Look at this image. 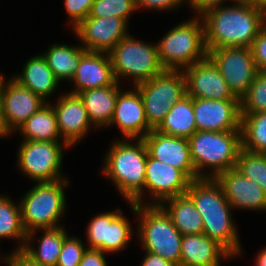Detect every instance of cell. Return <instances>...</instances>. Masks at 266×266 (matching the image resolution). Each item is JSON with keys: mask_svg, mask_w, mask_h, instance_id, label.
I'll list each match as a JSON object with an SVG mask.
<instances>
[{"mask_svg": "<svg viewBox=\"0 0 266 266\" xmlns=\"http://www.w3.org/2000/svg\"><path fill=\"white\" fill-rule=\"evenodd\" d=\"M201 17L207 52L221 47H251L266 24V10L248 3L223 4Z\"/></svg>", "mask_w": 266, "mask_h": 266, "instance_id": "1", "label": "cell"}, {"mask_svg": "<svg viewBox=\"0 0 266 266\" xmlns=\"http://www.w3.org/2000/svg\"><path fill=\"white\" fill-rule=\"evenodd\" d=\"M128 140L117 139L111 144L104 155L102 172L128 204L145 205L142 196L148 150L143 139H135L134 144Z\"/></svg>", "mask_w": 266, "mask_h": 266, "instance_id": "2", "label": "cell"}, {"mask_svg": "<svg viewBox=\"0 0 266 266\" xmlns=\"http://www.w3.org/2000/svg\"><path fill=\"white\" fill-rule=\"evenodd\" d=\"M188 140L200 178H215L220 172L235 168L242 149L241 131H196ZM204 169L211 172L206 173Z\"/></svg>", "mask_w": 266, "mask_h": 266, "instance_id": "3", "label": "cell"}, {"mask_svg": "<svg viewBox=\"0 0 266 266\" xmlns=\"http://www.w3.org/2000/svg\"><path fill=\"white\" fill-rule=\"evenodd\" d=\"M129 206L139 218L136 234L143 250L179 266L183 235L173 225L170 216L160 205L129 203Z\"/></svg>", "mask_w": 266, "mask_h": 266, "instance_id": "4", "label": "cell"}, {"mask_svg": "<svg viewBox=\"0 0 266 266\" xmlns=\"http://www.w3.org/2000/svg\"><path fill=\"white\" fill-rule=\"evenodd\" d=\"M164 35L156 44L165 69L183 70L208 56L201 16L177 24Z\"/></svg>", "mask_w": 266, "mask_h": 266, "instance_id": "5", "label": "cell"}, {"mask_svg": "<svg viewBox=\"0 0 266 266\" xmlns=\"http://www.w3.org/2000/svg\"><path fill=\"white\" fill-rule=\"evenodd\" d=\"M69 179L54 182L36 183L19 201L22 224L29 233L36 229L56 228L61 226V218L66 211L64 188Z\"/></svg>", "mask_w": 266, "mask_h": 266, "instance_id": "6", "label": "cell"}, {"mask_svg": "<svg viewBox=\"0 0 266 266\" xmlns=\"http://www.w3.org/2000/svg\"><path fill=\"white\" fill-rule=\"evenodd\" d=\"M109 56L118 83L124 77H131L135 86L165 70L159 59L157 44L144 43L130 34L114 46Z\"/></svg>", "mask_w": 266, "mask_h": 266, "instance_id": "7", "label": "cell"}, {"mask_svg": "<svg viewBox=\"0 0 266 266\" xmlns=\"http://www.w3.org/2000/svg\"><path fill=\"white\" fill-rule=\"evenodd\" d=\"M142 96L149 126L156 129L170 107L186 96L183 70L165 69L150 80L134 86Z\"/></svg>", "mask_w": 266, "mask_h": 266, "instance_id": "8", "label": "cell"}, {"mask_svg": "<svg viewBox=\"0 0 266 266\" xmlns=\"http://www.w3.org/2000/svg\"><path fill=\"white\" fill-rule=\"evenodd\" d=\"M18 148V169L32 181L41 183L65 179L61 173L63 151L70 149L65 141H22Z\"/></svg>", "mask_w": 266, "mask_h": 266, "instance_id": "9", "label": "cell"}, {"mask_svg": "<svg viewBox=\"0 0 266 266\" xmlns=\"http://www.w3.org/2000/svg\"><path fill=\"white\" fill-rule=\"evenodd\" d=\"M232 93L241 98L258 72L250 47H221L208 52Z\"/></svg>", "mask_w": 266, "mask_h": 266, "instance_id": "10", "label": "cell"}, {"mask_svg": "<svg viewBox=\"0 0 266 266\" xmlns=\"http://www.w3.org/2000/svg\"><path fill=\"white\" fill-rule=\"evenodd\" d=\"M132 225L121 209L97 214L88 223L86 236L88 249L103 253H116L126 248L133 235Z\"/></svg>", "mask_w": 266, "mask_h": 266, "instance_id": "11", "label": "cell"}, {"mask_svg": "<svg viewBox=\"0 0 266 266\" xmlns=\"http://www.w3.org/2000/svg\"><path fill=\"white\" fill-rule=\"evenodd\" d=\"M197 131H241L240 99L193 98Z\"/></svg>", "mask_w": 266, "mask_h": 266, "instance_id": "12", "label": "cell"}, {"mask_svg": "<svg viewBox=\"0 0 266 266\" xmlns=\"http://www.w3.org/2000/svg\"><path fill=\"white\" fill-rule=\"evenodd\" d=\"M190 183L191 180L181 170L148 154L143 192L146 190L154 202L148 200L145 205H160L170 197L185 194Z\"/></svg>", "mask_w": 266, "mask_h": 266, "instance_id": "13", "label": "cell"}, {"mask_svg": "<svg viewBox=\"0 0 266 266\" xmlns=\"http://www.w3.org/2000/svg\"><path fill=\"white\" fill-rule=\"evenodd\" d=\"M127 27L119 17H87L73 30L87 51L109 53L130 33Z\"/></svg>", "mask_w": 266, "mask_h": 266, "instance_id": "14", "label": "cell"}, {"mask_svg": "<svg viewBox=\"0 0 266 266\" xmlns=\"http://www.w3.org/2000/svg\"><path fill=\"white\" fill-rule=\"evenodd\" d=\"M186 95L192 98L226 100L240 99L229 89L218 68L207 56L183 69Z\"/></svg>", "mask_w": 266, "mask_h": 266, "instance_id": "15", "label": "cell"}, {"mask_svg": "<svg viewBox=\"0 0 266 266\" xmlns=\"http://www.w3.org/2000/svg\"><path fill=\"white\" fill-rule=\"evenodd\" d=\"M45 103L47 102L39 95L34 94L11 77L4 82L0 97V111L5 126L11 133H15Z\"/></svg>", "mask_w": 266, "mask_h": 266, "instance_id": "16", "label": "cell"}, {"mask_svg": "<svg viewBox=\"0 0 266 266\" xmlns=\"http://www.w3.org/2000/svg\"><path fill=\"white\" fill-rule=\"evenodd\" d=\"M143 140L152 158L181 170L191 181L200 179L195 171L187 138L175 137L152 129Z\"/></svg>", "mask_w": 266, "mask_h": 266, "instance_id": "17", "label": "cell"}, {"mask_svg": "<svg viewBox=\"0 0 266 266\" xmlns=\"http://www.w3.org/2000/svg\"><path fill=\"white\" fill-rule=\"evenodd\" d=\"M111 125L118 126L124 136L122 139L131 142L143 139L152 130L146 118L142 96L135 87L118 94Z\"/></svg>", "mask_w": 266, "mask_h": 266, "instance_id": "18", "label": "cell"}, {"mask_svg": "<svg viewBox=\"0 0 266 266\" xmlns=\"http://www.w3.org/2000/svg\"><path fill=\"white\" fill-rule=\"evenodd\" d=\"M53 104L61 138L72 148L94 125L91 123L83 101L78 95L63 93Z\"/></svg>", "mask_w": 266, "mask_h": 266, "instance_id": "19", "label": "cell"}, {"mask_svg": "<svg viewBox=\"0 0 266 266\" xmlns=\"http://www.w3.org/2000/svg\"><path fill=\"white\" fill-rule=\"evenodd\" d=\"M215 180L221 185L231 207L242 210L266 211V193L236 168L220 172Z\"/></svg>", "mask_w": 266, "mask_h": 266, "instance_id": "20", "label": "cell"}, {"mask_svg": "<svg viewBox=\"0 0 266 266\" xmlns=\"http://www.w3.org/2000/svg\"><path fill=\"white\" fill-rule=\"evenodd\" d=\"M74 88L68 92L77 95L82 91L117 83L109 53L85 51L71 79Z\"/></svg>", "mask_w": 266, "mask_h": 266, "instance_id": "21", "label": "cell"}, {"mask_svg": "<svg viewBox=\"0 0 266 266\" xmlns=\"http://www.w3.org/2000/svg\"><path fill=\"white\" fill-rule=\"evenodd\" d=\"M233 258L205 234L183 235L179 266H221V259Z\"/></svg>", "mask_w": 266, "mask_h": 266, "instance_id": "22", "label": "cell"}, {"mask_svg": "<svg viewBox=\"0 0 266 266\" xmlns=\"http://www.w3.org/2000/svg\"><path fill=\"white\" fill-rule=\"evenodd\" d=\"M20 85L30 89L46 102L60 85L53 71L48 67L45 57L41 54L32 56L23 66L22 74L11 76ZM48 99V100H46Z\"/></svg>", "mask_w": 266, "mask_h": 266, "instance_id": "23", "label": "cell"}, {"mask_svg": "<svg viewBox=\"0 0 266 266\" xmlns=\"http://www.w3.org/2000/svg\"><path fill=\"white\" fill-rule=\"evenodd\" d=\"M121 92L120 83L101 88L82 91L77 95L83 101L94 127H108L112 121L118 94Z\"/></svg>", "mask_w": 266, "mask_h": 266, "instance_id": "24", "label": "cell"}, {"mask_svg": "<svg viewBox=\"0 0 266 266\" xmlns=\"http://www.w3.org/2000/svg\"><path fill=\"white\" fill-rule=\"evenodd\" d=\"M35 231L42 232L44 235L37 240L38 246L33 247ZM64 226L56 228L36 229L27 233V239L22 252L34 263L41 266H56L61 252L64 239L68 236Z\"/></svg>", "mask_w": 266, "mask_h": 266, "instance_id": "25", "label": "cell"}, {"mask_svg": "<svg viewBox=\"0 0 266 266\" xmlns=\"http://www.w3.org/2000/svg\"><path fill=\"white\" fill-rule=\"evenodd\" d=\"M186 194L193 201L199 214L232 213L233 208L215 178L191 181Z\"/></svg>", "mask_w": 266, "mask_h": 266, "instance_id": "26", "label": "cell"}, {"mask_svg": "<svg viewBox=\"0 0 266 266\" xmlns=\"http://www.w3.org/2000/svg\"><path fill=\"white\" fill-rule=\"evenodd\" d=\"M203 234L216 241L232 257L241 256L242 246L232 213L200 214Z\"/></svg>", "mask_w": 266, "mask_h": 266, "instance_id": "27", "label": "cell"}, {"mask_svg": "<svg viewBox=\"0 0 266 266\" xmlns=\"http://www.w3.org/2000/svg\"><path fill=\"white\" fill-rule=\"evenodd\" d=\"M160 206L170 216L173 225L182 235L203 233L202 216L186 193L170 197Z\"/></svg>", "mask_w": 266, "mask_h": 266, "instance_id": "28", "label": "cell"}, {"mask_svg": "<svg viewBox=\"0 0 266 266\" xmlns=\"http://www.w3.org/2000/svg\"><path fill=\"white\" fill-rule=\"evenodd\" d=\"M17 130L23 136V141H64L60 136L56 113L50 102L45 103V105L31 115Z\"/></svg>", "mask_w": 266, "mask_h": 266, "instance_id": "29", "label": "cell"}, {"mask_svg": "<svg viewBox=\"0 0 266 266\" xmlns=\"http://www.w3.org/2000/svg\"><path fill=\"white\" fill-rule=\"evenodd\" d=\"M156 130L175 137L189 139L197 131L193 111V98L186 95L171 106Z\"/></svg>", "mask_w": 266, "mask_h": 266, "instance_id": "30", "label": "cell"}, {"mask_svg": "<svg viewBox=\"0 0 266 266\" xmlns=\"http://www.w3.org/2000/svg\"><path fill=\"white\" fill-rule=\"evenodd\" d=\"M86 51L82 46H70L53 44L42 55L45 57L48 67L53 71L57 79L71 81L80 62L81 55Z\"/></svg>", "mask_w": 266, "mask_h": 266, "instance_id": "31", "label": "cell"}, {"mask_svg": "<svg viewBox=\"0 0 266 266\" xmlns=\"http://www.w3.org/2000/svg\"><path fill=\"white\" fill-rule=\"evenodd\" d=\"M5 238L18 240L20 244L17 243L18 246L14 252L22 251L26 243L27 232L22 224L20 203L15 204L10 197L0 194V240Z\"/></svg>", "mask_w": 266, "mask_h": 266, "instance_id": "32", "label": "cell"}, {"mask_svg": "<svg viewBox=\"0 0 266 266\" xmlns=\"http://www.w3.org/2000/svg\"><path fill=\"white\" fill-rule=\"evenodd\" d=\"M242 149L266 153V111L241 114Z\"/></svg>", "mask_w": 266, "mask_h": 266, "instance_id": "33", "label": "cell"}, {"mask_svg": "<svg viewBox=\"0 0 266 266\" xmlns=\"http://www.w3.org/2000/svg\"><path fill=\"white\" fill-rule=\"evenodd\" d=\"M235 168L245 177L257 183L266 193V155L241 149Z\"/></svg>", "mask_w": 266, "mask_h": 266, "instance_id": "34", "label": "cell"}, {"mask_svg": "<svg viewBox=\"0 0 266 266\" xmlns=\"http://www.w3.org/2000/svg\"><path fill=\"white\" fill-rule=\"evenodd\" d=\"M241 114L266 111V71H258L247 92L240 98Z\"/></svg>", "mask_w": 266, "mask_h": 266, "instance_id": "35", "label": "cell"}, {"mask_svg": "<svg viewBox=\"0 0 266 266\" xmlns=\"http://www.w3.org/2000/svg\"><path fill=\"white\" fill-rule=\"evenodd\" d=\"M137 10L136 0H94L88 17H119L127 24L130 15Z\"/></svg>", "mask_w": 266, "mask_h": 266, "instance_id": "36", "label": "cell"}, {"mask_svg": "<svg viewBox=\"0 0 266 266\" xmlns=\"http://www.w3.org/2000/svg\"><path fill=\"white\" fill-rule=\"evenodd\" d=\"M87 249L79 237L68 235L64 239L56 266H79Z\"/></svg>", "mask_w": 266, "mask_h": 266, "instance_id": "37", "label": "cell"}, {"mask_svg": "<svg viewBox=\"0 0 266 266\" xmlns=\"http://www.w3.org/2000/svg\"><path fill=\"white\" fill-rule=\"evenodd\" d=\"M94 0H65V10L69 15L70 27L72 31L77 27L84 19H86L92 9Z\"/></svg>", "mask_w": 266, "mask_h": 266, "instance_id": "38", "label": "cell"}, {"mask_svg": "<svg viewBox=\"0 0 266 266\" xmlns=\"http://www.w3.org/2000/svg\"><path fill=\"white\" fill-rule=\"evenodd\" d=\"M254 62L258 71H266V24L251 45Z\"/></svg>", "mask_w": 266, "mask_h": 266, "instance_id": "39", "label": "cell"}, {"mask_svg": "<svg viewBox=\"0 0 266 266\" xmlns=\"http://www.w3.org/2000/svg\"><path fill=\"white\" fill-rule=\"evenodd\" d=\"M185 5V0H136L137 9H153L155 11H170Z\"/></svg>", "mask_w": 266, "mask_h": 266, "instance_id": "40", "label": "cell"}, {"mask_svg": "<svg viewBox=\"0 0 266 266\" xmlns=\"http://www.w3.org/2000/svg\"><path fill=\"white\" fill-rule=\"evenodd\" d=\"M105 254L100 250L87 249L81 259L79 266H107Z\"/></svg>", "mask_w": 266, "mask_h": 266, "instance_id": "41", "label": "cell"}, {"mask_svg": "<svg viewBox=\"0 0 266 266\" xmlns=\"http://www.w3.org/2000/svg\"><path fill=\"white\" fill-rule=\"evenodd\" d=\"M192 10L195 11L197 16L203 15L209 9L225 4L224 0H185Z\"/></svg>", "mask_w": 266, "mask_h": 266, "instance_id": "42", "label": "cell"}, {"mask_svg": "<svg viewBox=\"0 0 266 266\" xmlns=\"http://www.w3.org/2000/svg\"><path fill=\"white\" fill-rule=\"evenodd\" d=\"M5 263L6 266H41L34 263L22 251L10 252V254L5 256L3 264Z\"/></svg>", "mask_w": 266, "mask_h": 266, "instance_id": "43", "label": "cell"}, {"mask_svg": "<svg viewBox=\"0 0 266 266\" xmlns=\"http://www.w3.org/2000/svg\"><path fill=\"white\" fill-rule=\"evenodd\" d=\"M140 266H177L173 262L166 260L159 255L145 252Z\"/></svg>", "mask_w": 266, "mask_h": 266, "instance_id": "44", "label": "cell"}, {"mask_svg": "<svg viewBox=\"0 0 266 266\" xmlns=\"http://www.w3.org/2000/svg\"><path fill=\"white\" fill-rule=\"evenodd\" d=\"M260 253H258L255 257V266H266V248L262 249L261 251H259Z\"/></svg>", "mask_w": 266, "mask_h": 266, "instance_id": "45", "label": "cell"}, {"mask_svg": "<svg viewBox=\"0 0 266 266\" xmlns=\"http://www.w3.org/2000/svg\"><path fill=\"white\" fill-rule=\"evenodd\" d=\"M11 132L7 129V127L5 126V122L2 116V113L0 111V138H7V136H11Z\"/></svg>", "mask_w": 266, "mask_h": 266, "instance_id": "46", "label": "cell"}, {"mask_svg": "<svg viewBox=\"0 0 266 266\" xmlns=\"http://www.w3.org/2000/svg\"><path fill=\"white\" fill-rule=\"evenodd\" d=\"M247 3L266 10V0H247Z\"/></svg>", "mask_w": 266, "mask_h": 266, "instance_id": "47", "label": "cell"}, {"mask_svg": "<svg viewBox=\"0 0 266 266\" xmlns=\"http://www.w3.org/2000/svg\"><path fill=\"white\" fill-rule=\"evenodd\" d=\"M4 82H5V76L0 73V97Z\"/></svg>", "mask_w": 266, "mask_h": 266, "instance_id": "48", "label": "cell"}, {"mask_svg": "<svg viewBox=\"0 0 266 266\" xmlns=\"http://www.w3.org/2000/svg\"><path fill=\"white\" fill-rule=\"evenodd\" d=\"M231 1L233 3H247V0H224L225 3Z\"/></svg>", "mask_w": 266, "mask_h": 266, "instance_id": "49", "label": "cell"}]
</instances>
